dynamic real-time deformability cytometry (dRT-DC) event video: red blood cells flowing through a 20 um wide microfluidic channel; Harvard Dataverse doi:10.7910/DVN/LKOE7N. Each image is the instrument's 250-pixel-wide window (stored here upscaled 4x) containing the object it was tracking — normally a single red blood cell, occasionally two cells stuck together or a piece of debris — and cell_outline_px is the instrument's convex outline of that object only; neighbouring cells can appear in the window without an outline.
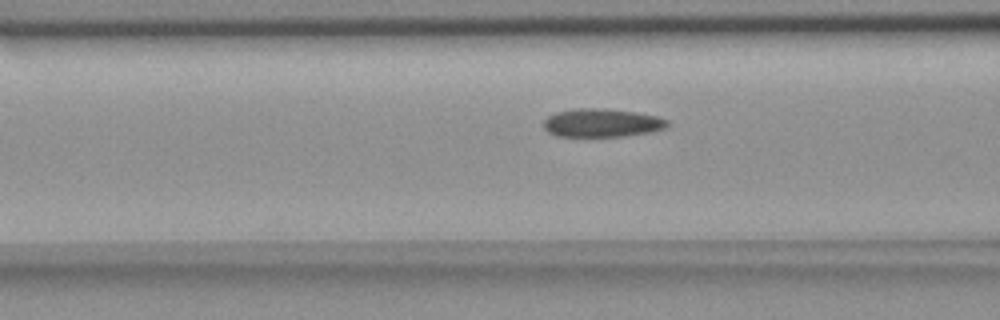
{"species": "common noctule bat (a hibernating species)", "species_latin": "Nyctalus noctula", "temperature_condition": "room temperature", "stored_images_in_passage": 38, "camera_frame_rate_fps": 3000, "um_per_image_px": 0.085, "animal": {"sex": "female", "body_mass_g": 18.4}, "frame": {"image": 1, "passage_image": 4, "time_ms": 1.0, "image_size_px": [1000, 320], "cell_outline_px": [[668, 124], [664, 128], [648, 132], [624, 136], [556, 136], [548, 132], [544, 128], [544, 120], [548, 116], [556, 112], [572, 108], [604, 108], [636, 112], [656, 116], [668, 120]], "centroid_in_image_um": [51.12, 10.43], "position_along_channel_um": 115.5, "area_um2": 20.4}}
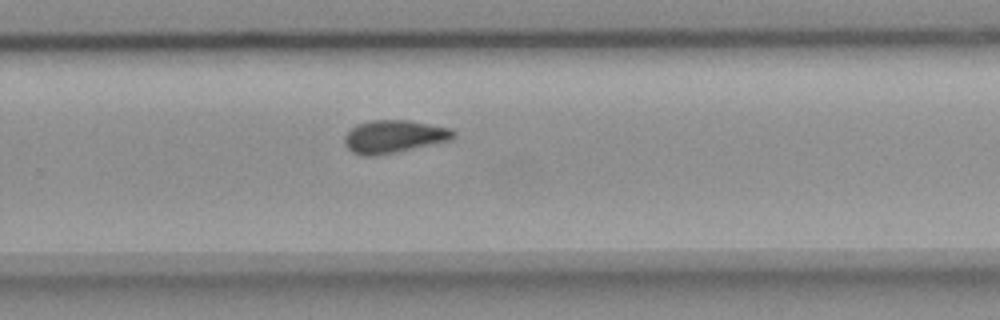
{"frame": {"image": 2, "passage_image": 19, "time_ms": 6.0, "image_size_px": [1000, 320], "cell_outline_px": [[456, 136], [452, 140], [392, 152], [368, 156], [364, 156], [352, 152], [344, 144], [344, 136], [356, 124], [368, 120], [408, 120], [452, 128], [456, 132]], "centroid_in_image_um": [33.49, 11.58], "position_along_channel_um": 296.3, "area_um2": 20.69}}
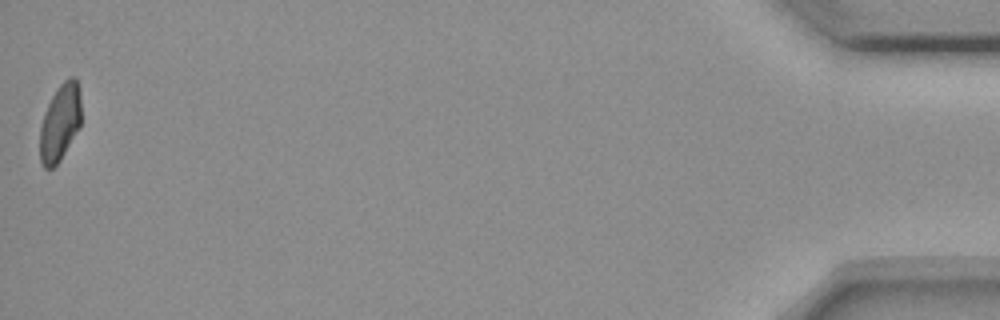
{"frame": {"image": 3, "passage_image": 38, "time_ms": 12.333, "image_size_px": [1000, 320], "cell_outline_px": [[80, 128], [60, 160], [52, 168], [44, 168], [40, 160], [40, 128], [44, 112], [56, 88], [68, 76], [76, 76], [80, 92]], "centroid_in_image_um": [5.11, 10.39], "position_along_channel_um": 430.1, "area_um2": 18.67}}